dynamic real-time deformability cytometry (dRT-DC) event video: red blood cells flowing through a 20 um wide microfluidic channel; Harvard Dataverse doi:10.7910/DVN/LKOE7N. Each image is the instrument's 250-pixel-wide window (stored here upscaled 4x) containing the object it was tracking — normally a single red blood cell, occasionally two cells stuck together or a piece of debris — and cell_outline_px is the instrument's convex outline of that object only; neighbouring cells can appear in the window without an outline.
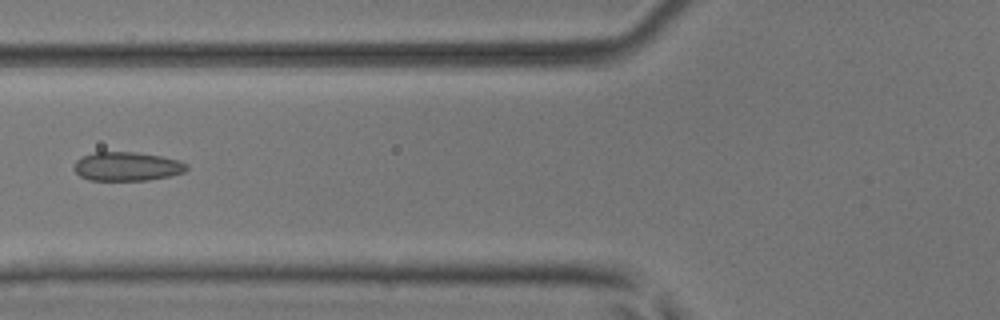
{"species": "common noctule bat (a hibernating species)", "species_latin": "Nyctalus noctula", "temperature_condition": "room temperature", "stored_images_in_passage": 4, "camera_frame_rate_fps": 3000, "um_per_image_px": 0.085, "animal": {"sex": "male", "body_mass_g": 17.9, "forearm_length_mm": 54.2}, "frame": {"image": 1, "passage_image": 4, "time_ms": 1.0, "image_size_px": [1000, 320], "cell_outline_px": [[188, 168], [184, 172], [168, 176], [148, 180], [88, 180], [80, 176], [72, 168], [76, 160], [92, 152], [136, 152], [160, 156], [176, 160], [188, 164]], "centroid_in_image_um": [10.76, 14.15], "position_along_channel_um": 115.0, "area_um2": 18.9}}